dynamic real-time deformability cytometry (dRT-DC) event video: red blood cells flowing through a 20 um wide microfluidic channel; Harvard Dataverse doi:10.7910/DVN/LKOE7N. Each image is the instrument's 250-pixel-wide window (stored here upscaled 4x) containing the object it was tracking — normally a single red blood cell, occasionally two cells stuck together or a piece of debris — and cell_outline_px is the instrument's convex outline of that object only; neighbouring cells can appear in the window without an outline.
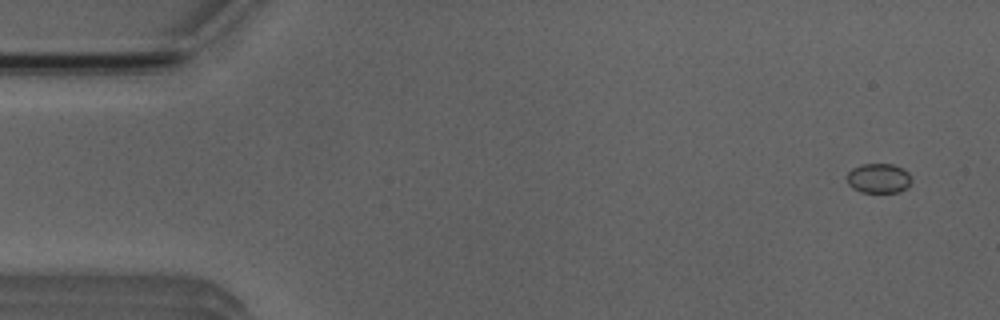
{"species": "Egyptian fruit bat (a non-hibernating species)", "species_latin": "Rousettus aegyptiacus", "temperature_condition": "room temperature", "stored_images_in_passage": 7, "camera_frame_rate_fps": 3000, "um_per_image_px": 0.085, "animal": {"sex": "male"}, "frame": {"image": 1, "passage_image": 1, "time_ms": 0.0, "image_size_px": [1000, 320], "cell_outline_px": [[912, 180], [900, 192], [860, 192], [852, 188], [848, 184], [848, 172], [852, 168], [860, 164], [892, 164], [904, 168], [908, 172]], "centroid_in_image_um": [74.67, 15.14], "position_along_channel_um": 10.3, "area_um2": 11.16}}
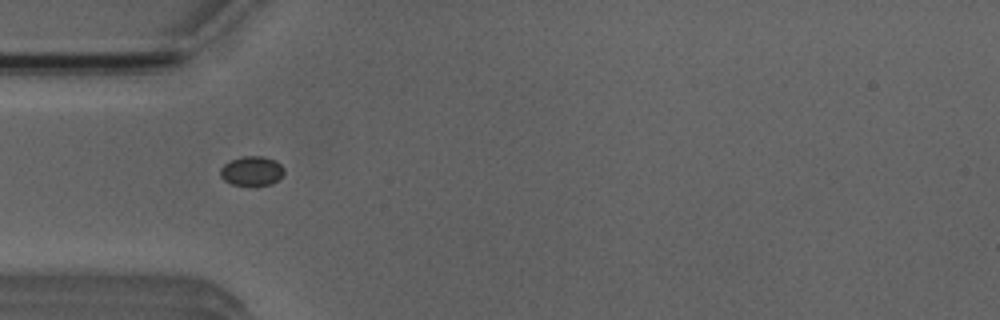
{"frame": {"image": 2, "passage_image": 4, "time_ms": 4.333, "image_size_px": [1000, 320], "cell_outline_px": [[284, 172], [272, 184], [232, 184], [224, 180], [220, 176], [220, 168], [224, 164], [240, 156], [260, 156], [272, 160], [280, 164], [284, 168]], "centroid_in_image_um": [21.36, 14.51], "position_along_channel_um": 63.6, "area_um2": 10.58}}
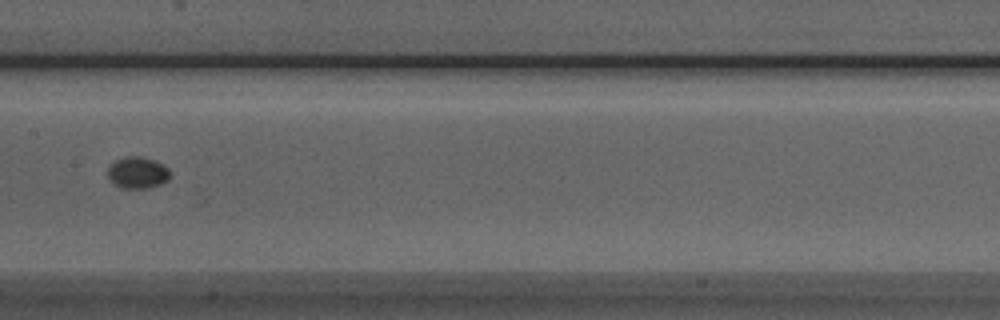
{"frame": {"image": 3, "passage_image": 7, "time_ms": 7.667, "image_size_px": [1000, 320], "cell_outline_px": [[168, 180], [160, 184], [148, 188], [120, 188], [112, 184], [108, 176], [108, 168], [116, 160], [124, 156], [140, 156], [152, 160], [168, 168]], "centroid_in_image_um": [11.64, 14.69], "position_along_channel_um": 195.8, "area_um2": 11.33}}